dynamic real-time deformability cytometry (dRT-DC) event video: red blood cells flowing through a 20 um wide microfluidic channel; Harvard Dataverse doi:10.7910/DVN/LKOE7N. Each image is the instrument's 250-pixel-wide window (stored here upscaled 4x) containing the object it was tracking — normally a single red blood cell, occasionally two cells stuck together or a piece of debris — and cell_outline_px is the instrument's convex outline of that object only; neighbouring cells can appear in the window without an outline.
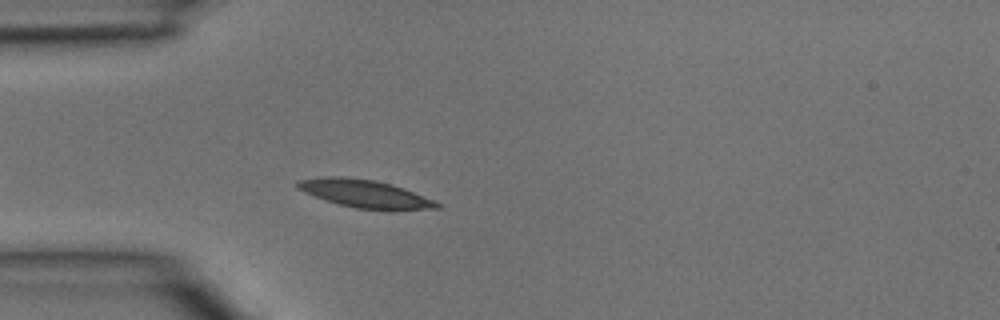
{"species": "common noctule bat (a hibernating species)", "species_latin": "Nyctalus noctula", "temperature_condition": "room temperature", "stored_images_in_passage": 2, "camera_frame_rate_fps": 3000, "um_per_image_px": 0.085, "animal": {"sex": "male", "body_mass_g": 15.6}, "frame": {"image": 1, "passage_image": 2, "time_ms": 0.333, "image_size_px": [1000, 320], "cell_outline_px": [[440, 208], [396, 212], [388, 212], [356, 208], [340, 204], [304, 192], [296, 188], [296, 180], [324, 176], [344, 176], [376, 180], [404, 188], [436, 200], [440, 204]], "centroid_in_image_um": [31.11, 16.49], "position_along_channel_um": 53.9, "area_um2": 23.35}}